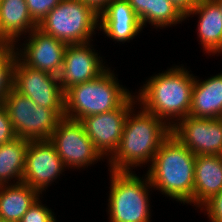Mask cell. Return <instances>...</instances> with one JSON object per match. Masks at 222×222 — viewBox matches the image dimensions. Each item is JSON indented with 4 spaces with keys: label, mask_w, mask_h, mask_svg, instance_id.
<instances>
[{
    "label": "cell",
    "mask_w": 222,
    "mask_h": 222,
    "mask_svg": "<svg viewBox=\"0 0 222 222\" xmlns=\"http://www.w3.org/2000/svg\"><path fill=\"white\" fill-rule=\"evenodd\" d=\"M113 72L109 67L97 78L68 88L64 92L65 117L81 121L122 106L132 95Z\"/></svg>",
    "instance_id": "277c9868"
},
{
    "label": "cell",
    "mask_w": 222,
    "mask_h": 222,
    "mask_svg": "<svg viewBox=\"0 0 222 222\" xmlns=\"http://www.w3.org/2000/svg\"><path fill=\"white\" fill-rule=\"evenodd\" d=\"M135 102H137L136 96L132 95L117 109L90 115L80 121L95 149L103 158L106 156L109 159V156L111 157L118 148L127 114L135 104L138 105Z\"/></svg>",
    "instance_id": "30bf717a"
},
{
    "label": "cell",
    "mask_w": 222,
    "mask_h": 222,
    "mask_svg": "<svg viewBox=\"0 0 222 222\" xmlns=\"http://www.w3.org/2000/svg\"><path fill=\"white\" fill-rule=\"evenodd\" d=\"M17 137L30 141L49 140L58 122L65 117L64 109H47L35 104L16 90L4 98Z\"/></svg>",
    "instance_id": "52a82bcc"
},
{
    "label": "cell",
    "mask_w": 222,
    "mask_h": 222,
    "mask_svg": "<svg viewBox=\"0 0 222 222\" xmlns=\"http://www.w3.org/2000/svg\"><path fill=\"white\" fill-rule=\"evenodd\" d=\"M200 210L207 212L209 222H222V191L207 200Z\"/></svg>",
    "instance_id": "484cf974"
},
{
    "label": "cell",
    "mask_w": 222,
    "mask_h": 222,
    "mask_svg": "<svg viewBox=\"0 0 222 222\" xmlns=\"http://www.w3.org/2000/svg\"><path fill=\"white\" fill-rule=\"evenodd\" d=\"M214 1L218 4L222 12V0H214Z\"/></svg>",
    "instance_id": "4dcf8cb0"
},
{
    "label": "cell",
    "mask_w": 222,
    "mask_h": 222,
    "mask_svg": "<svg viewBox=\"0 0 222 222\" xmlns=\"http://www.w3.org/2000/svg\"><path fill=\"white\" fill-rule=\"evenodd\" d=\"M13 89L47 109H64V92L58 76L25 65L18 57L13 70Z\"/></svg>",
    "instance_id": "9c48e42d"
},
{
    "label": "cell",
    "mask_w": 222,
    "mask_h": 222,
    "mask_svg": "<svg viewBox=\"0 0 222 222\" xmlns=\"http://www.w3.org/2000/svg\"><path fill=\"white\" fill-rule=\"evenodd\" d=\"M49 141L55 146L67 168L84 169L98 160H103L80 121L63 117Z\"/></svg>",
    "instance_id": "ba28073f"
},
{
    "label": "cell",
    "mask_w": 222,
    "mask_h": 222,
    "mask_svg": "<svg viewBox=\"0 0 222 222\" xmlns=\"http://www.w3.org/2000/svg\"><path fill=\"white\" fill-rule=\"evenodd\" d=\"M97 27L99 14L81 0H62L38 24L43 32L67 45L93 41Z\"/></svg>",
    "instance_id": "8992f818"
},
{
    "label": "cell",
    "mask_w": 222,
    "mask_h": 222,
    "mask_svg": "<svg viewBox=\"0 0 222 222\" xmlns=\"http://www.w3.org/2000/svg\"><path fill=\"white\" fill-rule=\"evenodd\" d=\"M36 27L25 0H0V43L18 46L21 35L26 39Z\"/></svg>",
    "instance_id": "ac0fdd59"
},
{
    "label": "cell",
    "mask_w": 222,
    "mask_h": 222,
    "mask_svg": "<svg viewBox=\"0 0 222 222\" xmlns=\"http://www.w3.org/2000/svg\"><path fill=\"white\" fill-rule=\"evenodd\" d=\"M189 73L183 65H175L151 76L135 95L138 104L172 128L189 115L195 80V76Z\"/></svg>",
    "instance_id": "7a4b0ae2"
},
{
    "label": "cell",
    "mask_w": 222,
    "mask_h": 222,
    "mask_svg": "<svg viewBox=\"0 0 222 222\" xmlns=\"http://www.w3.org/2000/svg\"><path fill=\"white\" fill-rule=\"evenodd\" d=\"M16 137L8 111L2 104H0V145L7 143Z\"/></svg>",
    "instance_id": "4316f807"
},
{
    "label": "cell",
    "mask_w": 222,
    "mask_h": 222,
    "mask_svg": "<svg viewBox=\"0 0 222 222\" xmlns=\"http://www.w3.org/2000/svg\"><path fill=\"white\" fill-rule=\"evenodd\" d=\"M27 35L22 49L15 46L17 57L28 67L59 76L67 44L38 27Z\"/></svg>",
    "instance_id": "4fadbf2b"
},
{
    "label": "cell",
    "mask_w": 222,
    "mask_h": 222,
    "mask_svg": "<svg viewBox=\"0 0 222 222\" xmlns=\"http://www.w3.org/2000/svg\"><path fill=\"white\" fill-rule=\"evenodd\" d=\"M222 191V155H196L192 204L198 209Z\"/></svg>",
    "instance_id": "e0dca14e"
},
{
    "label": "cell",
    "mask_w": 222,
    "mask_h": 222,
    "mask_svg": "<svg viewBox=\"0 0 222 222\" xmlns=\"http://www.w3.org/2000/svg\"><path fill=\"white\" fill-rule=\"evenodd\" d=\"M195 76L189 116L222 118V73L203 81Z\"/></svg>",
    "instance_id": "d6986e66"
},
{
    "label": "cell",
    "mask_w": 222,
    "mask_h": 222,
    "mask_svg": "<svg viewBox=\"0 0 222 222\" xmlns=\"http://www.w3.org/2000/svg\"><path fill=\"white\" fill-rule=\"evenodd\" d=\"M107 37L117 42H129L143 29L128 0H112L99 14V27Z\"/></svg>",
    "instance_id": "9a60e30c"
},
{
    "label": "cell",
    "mask_w": 222,
    "mask_h": 222,
    "mask_svg": "<svg viewBox=\"0 0 222 222\" xmlns=\"http://www.w3.org/2000/svg\"><path fill=\"white\" fill-rule=\"evenodd\" d=\"M29 142L30 140L16 137L0 145V185L22 183Z\"/></svg>",
    "instance_id": "44dd1931"
},
{
    "label": "cell",
    "mask_w": 222,
    "mask_h": 222,
    "mask_svg": "<svg viewBox=\"0 0 222 222\" xmlns=\"http://www.w3.org/2000/svg\"><path fill=\"white\" fill-rule=\"evenodd\" d=\"M110 171L108 214L110 222H151L148 175L133 171ZM144 178V179H143ZM149 189V190H148Z\"/></svg>",
    "instance_id": "5b68a950"
},
{
    "label": "cell",
    "mask_w": 222,
    "mask_h": 222,
    "mask_svg": "<svg viewBox=\"0 0 222 222\" xmlns=\"http://www.w3.org/2000/svg\"><path fill=\"white\" fill-rule=\"evenodd\" d=\"M90 42L67 45L61 72L58 76L63 92L68 88L93 80L108 67Z\"/></svg>",
    "instance_id": "5bb4252c"
},
{
    "label": "cell",
    "mask_w": 222,
    "mask_h": 222,
    "mask_svg": "<svg viewBox=\"0 0 222 222\" xmlns=\"http://www.w3.org/2000/svg\"><path fill=\"white\" fill-rule=\"evenodd\" d=\"M16 58L15 45L0 43V104L13 89V70Z\"/></svg>",
    "instance_id": "603a6c76"
},
{
    "label": "cell",
    "mask_w": 222,
    "mask_h": 222,
    "mask_svg": "<svg viewBox=\"0 0 222 222\" xmlns=\"http://www.w3.org/2000/svg\"><path fill=\"white\" fill-rule=\"evenodd\" d=\"M100 14L112 0H81Z\"/></svg>",
    "instance_id": "f546056e"
},
{
    "label": "cell",
    "mask_w": 222,
    "mask_h": 222,
    "mask_svg": "<svg viewBox=\"0 0 222 222\" xmlns=\"http://www.w3.org/2000/svg\"><path fill=\"white\" fill-rule=\"evenodd\" d=\"M40 193L22 183L0 185V218L19 222Z\"/></svg>",
    "instance_id": "ffe728a7"
},
{
    "label": "cell",
    "mask_w": 222,
    "mask_h": 222,
    "mask_svg": "<svg viewBox=\"0 0 222 222\" xmlns=\"http://www.w3.org/2000/svg\"><path fill=\"white\" fill-rule=\"evenodd\" d=\"M32 19L39 22L62 0H25Z\"/></svg>",
    "instance_id": "d4e9b609"
},
{
    "label": "cell",
    "mask_w": 222,
    "mask_h": 222,
    "mask_svg": "<svg viewBox=\"0 0 222 222\" xmlns=\"http://www.w3.org/2000/svg\"><path fill=\"white\" fill-rule=\"evenodd\" d=\"M0 222H10V221H7V220H4V219L0 218Z\"/></svg>",
    "instance_id": "1f68e13d"
},
{
    "label": "cell",
    "mask_w": 222,
    "mask_h": 222,
    "mask_svg": "<svg viewBox=\"0 0 222 222\" xmlns=\"http://www.w3.org/2000/svg\"><path fill=\"white\" fill-rule=\"evenodd\" d=\"M65 168L55 146L49 140L30 141L22 182L42 194Z\"/></svg>",
    "instance_id": "7c38bea8"
},
{
    "label": "cell",
    "mask_w": 222,
    "mask_h": 222,
    "mask_svg": "<svg viewBox=\"0 0 222 222\" xmlns=\"http://www.w3.org/2000/svg\"><path fill=\"white\" fill-rule=\"evenodd\" d=\"M185 20V15L170 0H151L150 12L140 21L142 27L148 22L161 29L176 25ZM181 21V22H180Z\"/></svg>",
    "instance_id": "7402d4cb"
},
{
    "label": "cell",
    "mask_w": 222,
    "mask_h": 222,
    "mask_svg": "<svg viewBox=\"0 0 222 222\" xmlns=\"http://www.w3.org/2000/svg\"><path fill=\"white\" fill-rule=\"evenodd\" d=\"M198 16V37L203 51L210 55L222 52V12L214 0H197L192 10L185 15ZM212 53V54H211Z\"/></svg>",
    "instance_id": "2e32d148"
},
{
    "label": "cell",
    "mask_w": 222,
    "mask_h": 222,
    "mask_svg": "<svg viewBox=\"0 0 222 222\" xmlns=\"http://www.w3.org/2000/svg\"><path fill=\"white\" fill-rule=\"evenodd\" d=\"M40 197L29 207L19 222H56L55 214L44 204Z\"/></svg>",
    "instance_id": "cb8c5ba5"
},
{
    "label": "cell",
    "mask_w": 222,
    "mask_h": 222,
    "mask_svg": "<svg viewBox=\"0 0 222 222\" xmlns=\"http://www.w3.org/2000/svg\"><path fill=\"white\" fill-rule=\"evenodd\" d=\"M134 107L127 114L118 148L107 159L109 170L131 171L148 162L151 164L159 147L171 134V127L165 121L142 107L136 114Z\"/></svg>",
    "instance_id": "6da1fadb"
},
{
    "label": "cell",
    "mask_w": 222,
    "mask_h": 222,
    "mask_svg": "<svg viewBox=\"0 0 222 222\" xmlns=\"http://www.w3.org/2000/svg\"><path fill=\"white\" fill-rule=\"evenodd\" d=\"M178 10L184 15L189 13L192 8L196 5L197 0H170Z\"/></svg>",
    "instance_id": "f1b7e54d"
},
{
    "label": "cell",
    "mask_w": 222,
    "mask_h": 222,
    "mask_svg": "<svg viewBox=\"0 0 222 222\" xmlns=\"http://www.w3.org/2000/svg\"><path fill=\"white\" fill-rule=\"evenodd\" d=\"M195 156L171 133L159 147L146 173L152 188L180 203L191 205Z\"/></svg>",
    "instance_id": "3957f363"
},
{
    "label": "cell",
    "mask_w": 222,
    "mask_h": 222,
    "mask_svg": "<svg viewBox=\"0 0 222 222\" xmlns=\"http://www.w3.org/2000/svg\"><path fill=\"white\" fill-rule=\"evenodd\" d=\"M151 0H128L139 20L141 21L150 12Z\"/></svg>",
    "instance_id": "83f0119b"
},
{
    "label": "cell",
    "mask_w": 222,
    "mask_h": 222,
    "mask_svg": "<svg viewBox=\"0 0 222 222\" xmlns=\"http://www.w3.org/2000/svg\"><path fill=\"white\" fill-rule=\"evenodd\" d=\"M171 133L194 155H222V118L188 115L171 128Z\"/></svg>",
    "instance_id": "8fae6325"
}]
</instances>
